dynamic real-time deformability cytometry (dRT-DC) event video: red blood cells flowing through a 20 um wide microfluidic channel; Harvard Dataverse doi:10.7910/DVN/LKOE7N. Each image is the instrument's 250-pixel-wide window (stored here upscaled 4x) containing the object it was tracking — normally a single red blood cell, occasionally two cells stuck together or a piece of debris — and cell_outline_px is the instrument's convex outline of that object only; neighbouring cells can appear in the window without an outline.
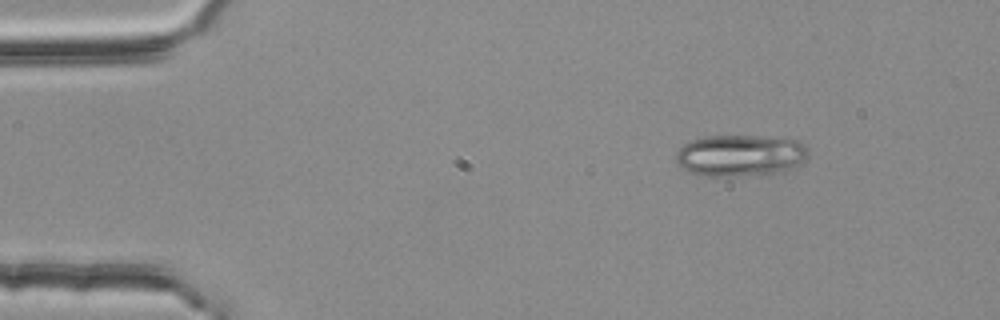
{"species": "common noctule bat (a hibernating species)", "species_latin": "Nyctalus noctula", "temperature_condition": "room temperature", "stored_images_in_passage": 4, "camera_frame_rate_fps": 3000, "um_per_image_px": 0.085, "animal": {"sex": "female", "body_mass_g": 25.1}, "frame": {"image": 1, "passage_image": 1, "time_ms": 0.0, "image_size_px": [1000, 320], "cell_outline_px": [[808, 152], [800, 160], [784, 172], [740, 176], [712, 176], [692, 172], [680, 168], [676, 160], [676, 152], [688, 140], [708, 136], [756, 136], [792, 140], [804, 144], [808, 148]], "centroid_in_image_um": [62.84, 13.21], "position_along_channel_um": 22.2, "area_um2": 31.56}}